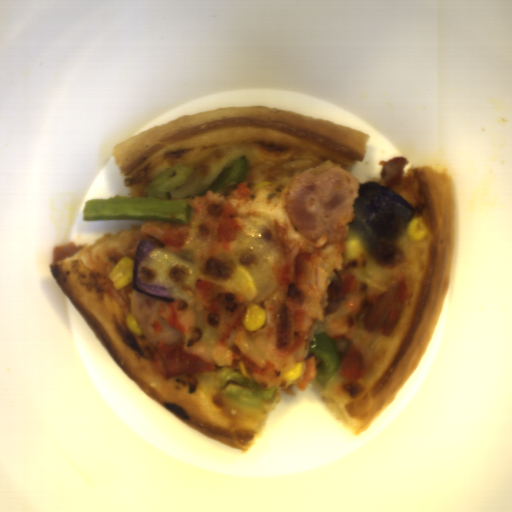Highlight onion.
Masks as SVG:
<instances>
[{
    "label": "onion",
    "instance_id": "06740285",
    "mask_svg": "<svg viewBox=\"0 0 512 512\" xmlns=\"http://www.w3.org/2000/svg\"><path fill=\"white\" fill-rule=\"evenodd\" d=\"M355 218L349 229L362 231L369 254L381 267H392L398 255L396 242L417 217L412 204L399 192L377 182L358 183Z\"/></svg>",
    "mask_w": 512,
    "mask_h": 512
},
{
    "label": "onion",
    "instance_id": "6bf65262",
    "mask_svg": "<svg viewBox=\"0 0 512 512\" xmlns=\"http://www.w3.org/2000/svg\"><path fill=\"white\" fill-rule=\"evenodd\" d=\"M158 246V240L141 237L134 250L132 282L130 284L134 290L142 295L170 303L176 300L174 297V286L153 285L145 283L141 279V264L144 258Z\"/></svg>",
    "mask_w": 512,
    "mask_h": 512
}]
</instances>
